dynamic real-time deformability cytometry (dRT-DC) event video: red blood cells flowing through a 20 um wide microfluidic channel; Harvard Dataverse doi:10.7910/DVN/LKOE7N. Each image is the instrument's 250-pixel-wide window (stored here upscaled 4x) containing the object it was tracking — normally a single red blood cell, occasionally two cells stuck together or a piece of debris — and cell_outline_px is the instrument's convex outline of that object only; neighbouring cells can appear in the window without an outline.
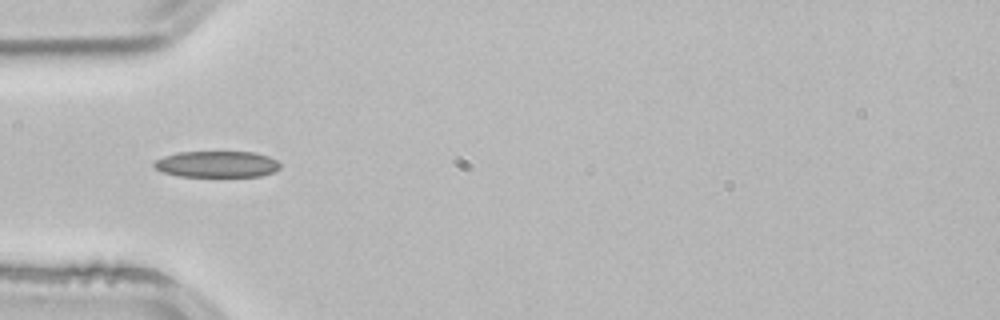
{"species": "common noctule bat (a hibernating species)", "species_latin": "Nyctalus noctula", "temperature_condition": "room temperature", "stored_images_in_passage": 4, "camera_frame_rate_fps": 3000, "um_per_image_px": 0.085, "animal": {"sex": "male", "body_mass_g": 21.5, "forearm_length_mm": 52.0}, "frame": {"image": 1, "passage_image": 4, "time_ms": 1.0, "image_size_px": [1000, 320], "cell_outline_px": [[280, 168], [272, 172], [260, 176], [180, 176], [164, 172], [156, 168], [152, 164], [156, 160], [164, 156], [180, 152], [252, 152], [268, 156], [276, 160], [280, 164]], "centroid_in_image_um": [18.44, 13.95], "position_along_channel_um": 66.6, "area_um2": 19.07}}